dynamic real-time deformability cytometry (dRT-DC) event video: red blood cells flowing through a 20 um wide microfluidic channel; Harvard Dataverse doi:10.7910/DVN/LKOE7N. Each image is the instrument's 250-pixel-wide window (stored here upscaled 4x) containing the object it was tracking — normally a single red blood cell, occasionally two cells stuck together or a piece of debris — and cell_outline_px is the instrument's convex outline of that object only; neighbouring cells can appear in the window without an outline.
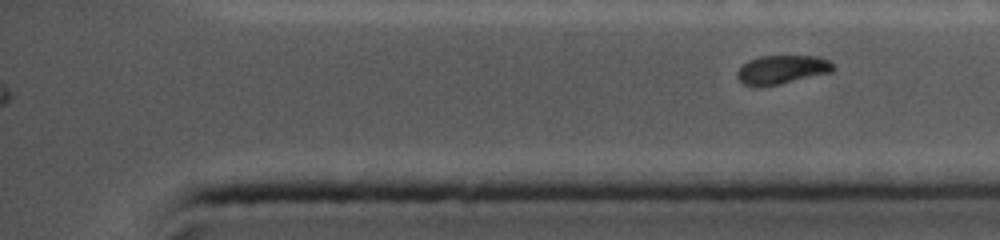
{"species": "common noctule bat (a hibernating species)", "species_latin": "Nyctalus noctula", "temperature_condition": "cold", "stored_images_in_passage": 24, "camera_frame_rate_fps": 5000, "um_per_image_px": 0.085, "animal": {"sex": "female", "body_mass_g": 19.0, "forearm_length_mm": 56.7}, "frame": {"image": 1, "passage_image": 24, "time_ms": 9.8, "image_size_px": [1000, 240], "cell_outline_px": [[836, 68], [832, 72], [776, 84], [744, 84], [736, 76], [736, 72], [748, 60], [760, 56], [816, 56], [828, 60]], "centroid_in_image_um": [66.49, 5.88], "position_along_channel_um": 368.7, "area_um2": 15.49}}